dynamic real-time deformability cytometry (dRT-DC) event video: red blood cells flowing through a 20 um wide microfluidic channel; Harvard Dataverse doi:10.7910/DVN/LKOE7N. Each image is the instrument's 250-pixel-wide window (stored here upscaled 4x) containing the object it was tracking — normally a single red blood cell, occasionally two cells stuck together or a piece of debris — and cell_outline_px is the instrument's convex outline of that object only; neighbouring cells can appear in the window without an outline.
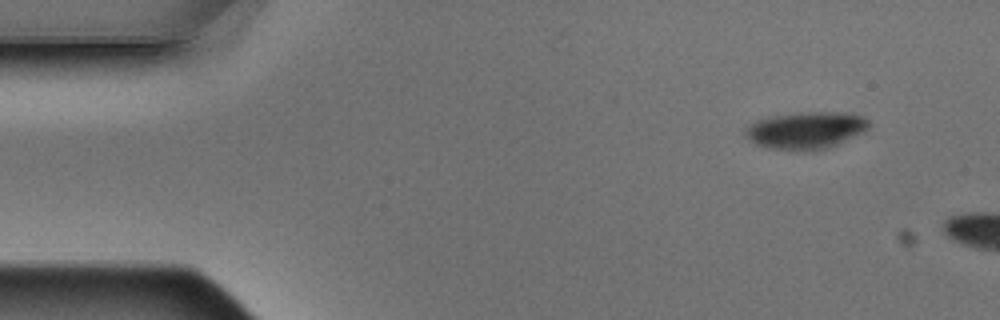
{"species": "Egyptian fruit bat (a non-hibernating species)", "species_latin": "Rousettus aegyptiacus", "temperature_condition": "warm", "stored_images_in_passage": 3, "camera_frame_rate_fps": 3000, "um_per_image_px": 0.085, "animal": {"sex": "male"}, "frame": {"image": 1, "passage_image": 1, "time_ms": 0.0, "image_size_px": [1000, 320], "cell_outline_px": [[872, 124], [864, 132], [828, 148], [768, 148], [756, 144], [748, 140], [744, 136], [744, 128], [756, 120], [768, 116], [800, 112], [852, 112], [864, 116]], "centroid_in_image_um": [68.51, 11.02], "position_along_channel_um": 16.5, "area_um2": 26.59}}